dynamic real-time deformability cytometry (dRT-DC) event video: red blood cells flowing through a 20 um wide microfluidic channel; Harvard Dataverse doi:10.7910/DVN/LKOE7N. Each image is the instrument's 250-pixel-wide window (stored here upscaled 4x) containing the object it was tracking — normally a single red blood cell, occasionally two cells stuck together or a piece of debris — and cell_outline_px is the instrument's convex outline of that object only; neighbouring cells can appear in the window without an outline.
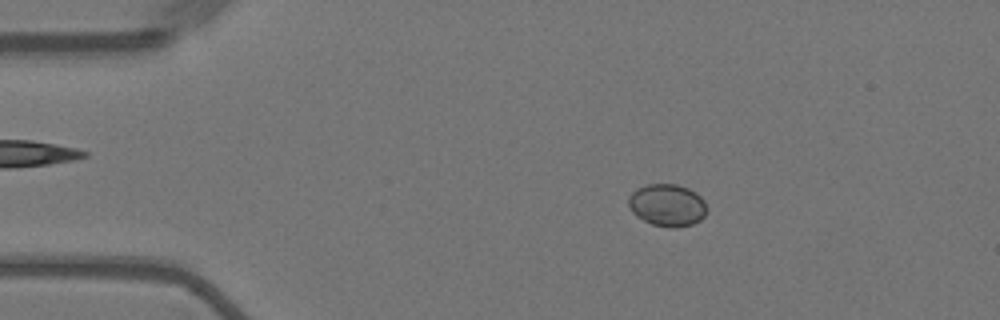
{"species": "Egyptian fruit bat (a non-hibernating species)", "species_latin": "Rousettus aegyptiacus", "temperature_condition": "warm", "stored_images_in_passage": 56, "camera_frame_rate_fps": 3000, "um_per_image_px": 0.085, "animal": {"sex": "female"}, "frame": {"image": 1, "passage_image": 10, "time_ms": 3.0, "image_size_px": [1000, 320], "cell_outline_px": [[708, 208], [704, 216], [700, 220], [692, 224], [676, 228], [668, 228], [652, 224], [636, 216], [632, 212], [628, 204], [628, 196], [636, 188], [648, 184], [676, 184], [688, 188], [696, 192], [704, 200]], "centroid_in_image_um": [56.72, 17.44], "position_along_channel_um": 28.3, "area_um2": 19.54}}
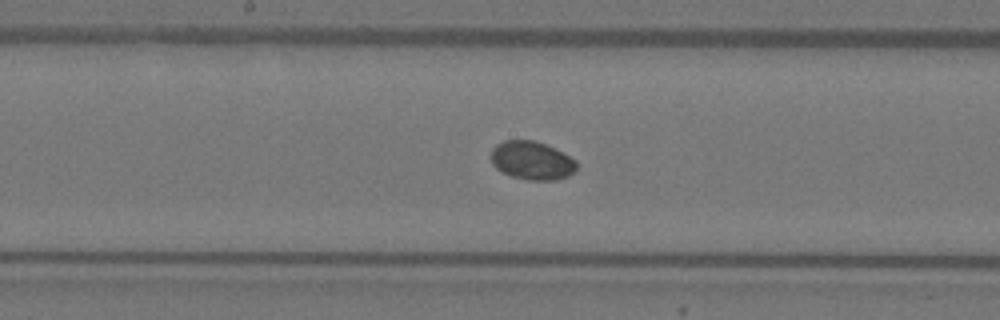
{"frame": {"image": 2, "passage_image": 29, "time_ms": 9.333, "image_size_px": [1000, 320], "cell_outline_px": [[576, 172], [568, 176], [556, 180], [528, 180], [512, 176], [496, 168], [492, 164], [492, 148], [496, 144], [504, 140], [532, 140], [556, 148], [576, 160]], "centroid_in_image_um": [45.23, 13.64], "position_along_channel_um": 203.0, "area_um2": 19.19}}
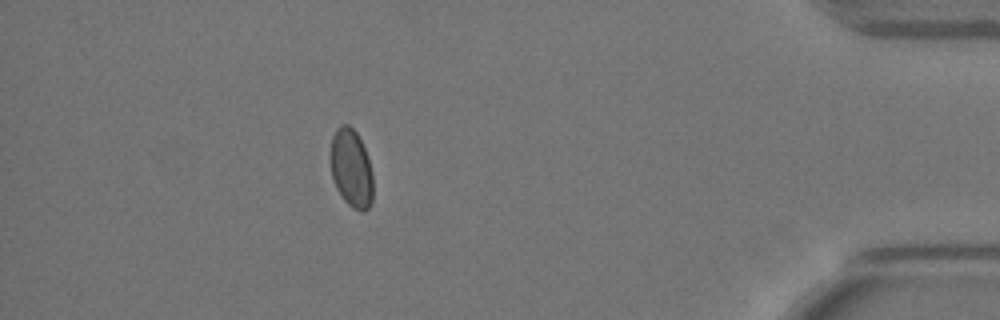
{"frame": {"image": 3, "passage_image": 50, "time_ms": 16.333, "image_size_px": [1000, 320], "cell_outline_px": [[372, 204], [364, 212], [360, 212], [352, 208], [344, 200], [336, 188], [332, 176], [332, 136], [336, 128], [340, 124], [348, 124], [356, 132], [364, 148], [372, 172]], "centroid_in_image_um": [29.87, 14.34], "position_along_channel_um": 405.3, "area_um2": 19.19}}